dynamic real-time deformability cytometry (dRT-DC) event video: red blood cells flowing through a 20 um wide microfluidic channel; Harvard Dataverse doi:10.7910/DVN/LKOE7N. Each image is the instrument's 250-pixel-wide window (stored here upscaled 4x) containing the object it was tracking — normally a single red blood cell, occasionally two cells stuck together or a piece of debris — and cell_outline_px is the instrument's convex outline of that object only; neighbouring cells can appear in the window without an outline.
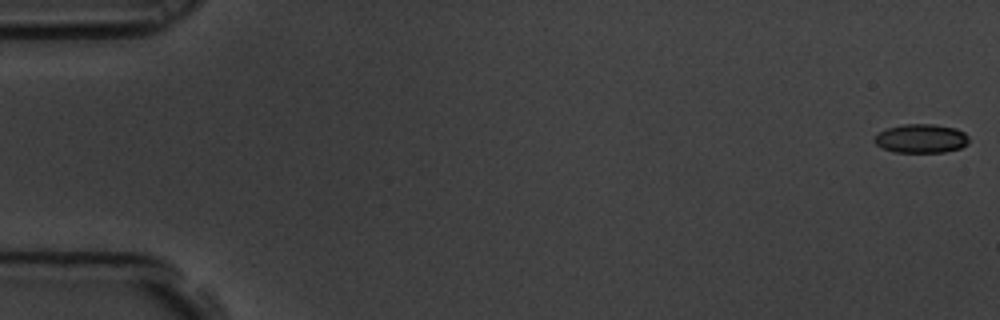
{"species": "common noctule bat (a hibernating species)", "species_latin": "Nyctalus noctula", "temperature_condition": "room temperature", "stored_images_in_passage": 59, "camera_frame_rate_fps": 3000, "um_per_image_px": 0.085, "animal": {"sex": "male", "body_mass_g": 19.5, "forearm_length_mm": 54.6}, "frame": {"image": 1, "passage_image": 1, "time_ms": 0.0, "image_size_px": [1000, 320], "cell_outline_px": [[968, 144], [960, 148], [944, 152], [892, 152], [876, 144], [872, 140], [880, 132], [888, 128], [904, 124], [936, 124], [956, 128], [964, 132], [968, 136]], "centroid_in_image_um": [78.32, 11.77], "position_along_channel_um": 6.7, "area_um2": 15.9}}
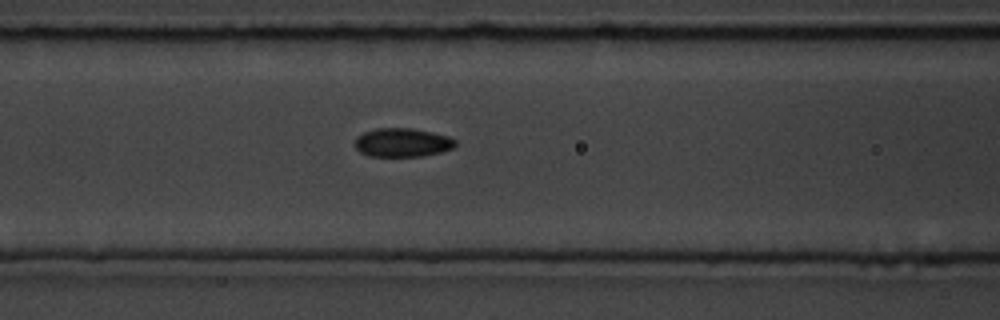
{"frame": {"image": 2, "passage_image": 25, "time_ms": 8.0, "image_size_px": [1000, 320], "cell_outline_px": [[456, 144], [452, 148], [440, 152], [420, 156], [368, 156], [360, 152], [356, 148], [356, 136], [364, 132], [376, 128], [412, 128], [432, 132], [448, 136], [456, 140]], "centroid_in_image_um": [34.19, 12.11], "position_along_channel_um": 132.4, "area_um2": 16.76}}
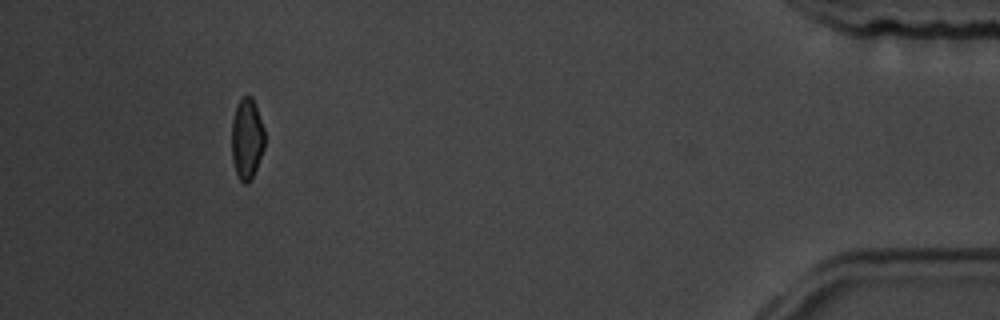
{"frame": {"image": 3, "passage_image": 55, "time_ms": 18.0, "image_size_px": [1000, 320], "cell_outline_px": [[264, 148], [256, 168], [248, 184], [244, 184], [240, 180], [236, 172], [232, 160], [232, 120], [236, 104], [244, 96], [252, 96], [264, 128]], "centroid_in_image_um": [20.98, 11.78], "position_along_channel_um": 414.2, "area_um2": 15.49}, "authors_computed_cell_mechanics": {"area_um2": 16.762, "velocity_mm_per_s": 3.4726, "shape_relaxation_time_tau1_ms": 3.8621, "shape_relaxation_time_tau2_ms": 1.6944, "deformation_change_tau1": 0.1241, "deformation_change_tau2": 0.0644}}